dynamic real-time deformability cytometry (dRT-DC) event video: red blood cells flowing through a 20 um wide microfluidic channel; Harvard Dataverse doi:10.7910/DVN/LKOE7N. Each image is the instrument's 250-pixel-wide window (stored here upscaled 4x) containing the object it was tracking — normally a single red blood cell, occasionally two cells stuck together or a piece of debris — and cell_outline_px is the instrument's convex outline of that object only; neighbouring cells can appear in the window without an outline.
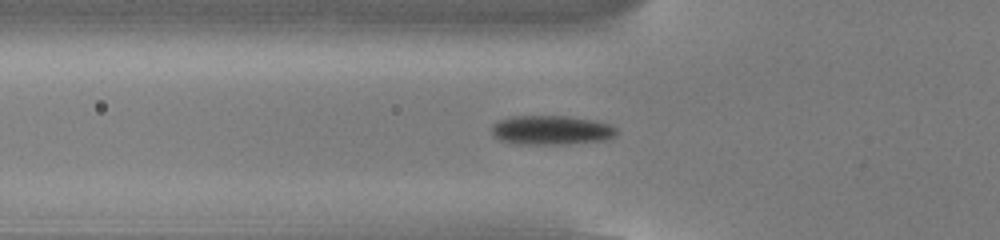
{"species": "common noctule bat (a hibernating species)", "species_latin": "Nyctalus noctula", "temperature_condition": "cold", "stored_images_in_passage": 48, "camera_frame_rate_fps": 3000, "um_per_image_px": 0.085, "animal": {"sex": "male", "body_mass_g": 13.0, "forearm_length_mm": 53.1}, "frame": {"image": 1, "passage_image": 13, "time_ms": 4.0, "image_size_px": [1000, 240], "cell_outline_px": [[616, 136], [604, 140], [560, 144], [512, 144], [500, 140], [492, 136], [492, 124], [500, 120], [512, 116], [568, 116], [592, 120], [608, 124], [616, 128]], "centroid_in_image_um": [46.81, 11.06], "position_along_channel_um": 79.0, "area_um2": 21.27}}
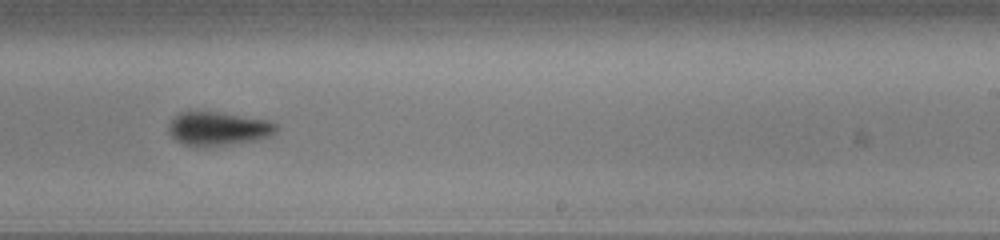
{"frame": {"image": 2, "passage_image": 28, "time_ms": 9.0, "image_size_px": [1000, 240], "cell_outline_px": [[280, 128], [272, 136], [260, 140], [196, 148], [184, 144], [176, 140], [168, 132], [168, 124], [180, 112], [220, 112], [268, 120], [276, 124]], "centroid_in_image_um": [18.58, 10.95], "position_along_channel_um": 270.4, "area_um2": 21.39}}
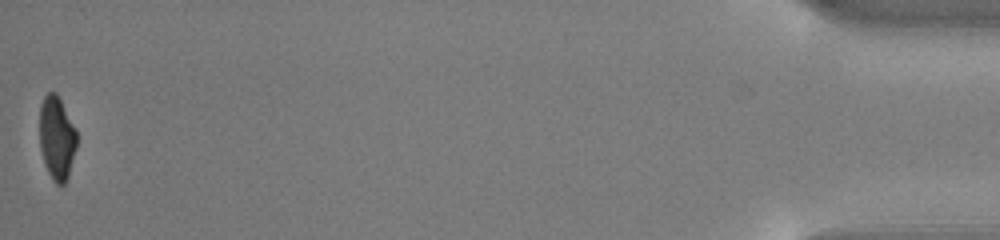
{"frame": {"image": 3, "passage_image": 48, "time_ms": 15.667, "image_size_px": [1000, 240], "cell_outline_px": [[76, 148], [68, 176], [64, 184], [56, 184], [52, 180], [44, 164], [40, 148], [40, 104], [44, 96], [48, 92], [56, 92], [76, 132]], "centroid_in_image_um": [4.8, 11.75], "position_along_channel_um": 430.4, "area_um2": 17.8}, "authors_computed_cell_mechanics": {"area_um2": 20.519, "velocity_mm_per_s": 3.8331, "shape_relaxation_time_tau1_ms": 2.5535, "shape_relaxation_time_tau2_ms": null, "deformation_change_tau1": 0.106, "deformation_change_tau2": null}}